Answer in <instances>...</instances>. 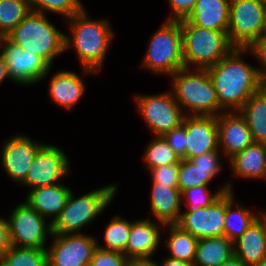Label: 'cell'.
Instances as JSON below:
<instances>
[{
    "mask_svg": "<svg viewBox=\"0 0 266 266\" xmlns=\"http://www.w3.org/2000/svg\"><path fill=\"white\" fill-rule=\"evenodd\" d=\"M70 163L69 156L63 149L45 143L38 150L25 180L20 185L31 190L61 183L71 174Z\"/></svg>",
    "mask_w": 266,
    "mask_h": 266,
    "instance_id": "12",
    "label": "cell"
},
{
    "mask_svg": "<svg viewBox=\"0 0 266 266\" xmlns=\"http://www.w3.org/2000/svg\"><path fill=\"white\" fill-rule=\"evenodd\" d=\"M230 0H197L191 13L183 20L201 28L227 31Z\"/></svg>",
    "mask_w": 266,
    "mask_h": 266,
    "instance_id": "22",
    "label": "cell"
},
{
    "mask_svg": "<svg viewBox=\"0 0 266 266\" xmlns=\"http://www.w3.org/2000/svg\"><path fill=\"white\" fill-rule=\"evenodd\" d=\"M7 218L11 246L47 249L52 224L25 201L14 205Z\"/></svg>",
    "mask_w": 266,
    "mask_h": 266,
    "instance_id": "8",
    "label": "cell"
},
{
    "mask_svg": "<svg viewBox=\"0 0 266 266\" xmlns=\"http://www.w3.org/2000/svg\"><path fill=\"white\" fill-rule=\"evenodd\" d=\"M31 11L29 0H0V37H6Z\"/></svg>",
    "mask_w": 266,
    "mask_h": 266,
    "instance_id": "31",
    "label": "cell"
},
{
    "mask_svg": "<svg viewBox=\"0 0 266 266\" xmlns=\"http://www.w3.org/2000/svg\"><path fill=\"white\" fill-rule=\"evenodd\" d=\"M184 68L207 69L228 55L235 47L227 31H216L180 20Z\"/></svg>",
    "mask_w": 266,
    "mask_h": 266,
    "instance_id": "6",
    "label": "cell"
},
{
    "mask_svg": "<svg viewBox=\"0 0 266 266\" xmlns=\"http://www.w3.org/2000/svg\"><path fill=\"white\" fill-rule=\"evenodd\" d=\"M144 168L150 169L172 163H180V157L169 146L163 136H154L152 141L146 146L142 156Z\"/></svg>",
    "mask_w": 266,
    "mask_h": 266,
    "instance_id": "32",
    "label": "cell"
},
{
    "mask_svg": "<svg viewBox=\"0 0 266 266\" xmlns=\"http://www.w3.org/2000/svg\"><path fill=\"white\" fill-rule=\"evenodd\" d=\"M234 177L266 181V143L254 142L228 160Z\"/></svg>",
    "mask_w": 266,
    "mask_h": 266,
    "instance_id": "21",
    "label": "cell"
},
{
    "mask_svg": "<svg viewBox=\"0 0 266 266\" xmlns=\"http://www.w3.org/2000/svg\"><path fill=\"white\" fill-rule=\"evenodd\" d=\"M0 266H48L47 249L10 246Z\"/></svg>",
    "mask_w": 266,
    "mask_h": 266,
    "instance_id": "33",
    "label": "cell"
},
{
    "mask_svg": "<svg viewBox=\"0 0 266 266\" xmlns=\"http://www.w3.org/2000/svg\"><path fill=\"white\" fill-rule=\"evenodd\" d=\"M47 15L31 11L6 37L25 50L41 56L51 67L65 53V34Z\"/></svg>",
    "mask_w": 266,
    "mask_h": 266,
    "instance_id": "5",
    "label": "cell"
},
{
    "mask_svg": "<svg viewBox=\"0 0 266 266\" xmlns=\"http://www.w3.org/2000/svg\"><path fill=\"white\" fill-rule=\"evenodd\" d=\"M219 266H248V265H246L241 259L237 258L236 256H233Z\"/></svg>",
    "mask_w": 266,
    "mask_h": 266,
    "instance_id": "46",
    "label": "cell"
},
{
    "mask_svg": "<svg viewBox=\"0 0 266 266\" xmlns=\"http://www.w3.org/2000/svg\"><path fill=\"white\" fill-rule=\"evenodd\" d=\"M219 150L229 160L254 143L245 117L239 111H224L217 116Z\"/></svg>",
    "mask_w": 266,
    "mask_h": 266,
    "instance_id": "16",
    "label": "cell"
},
{
    "mask_svg": "<svg viewBox=\"0 0 266 266\" xmlns=\"http://www.w3.org/2000/svg\"><path fill=\"white\" fill-rule=\"evenodd\" d=\"M222 154L221 151L207 152L192 158L191 161L202 169H224V163L222 161L224 155Z\"/></svg>",
    "mask_w": 266,
    "mask_h": 266,
    "instance_id": "41",
    "label": "cell"
},
{
    "mask_svg": "<svg viewBox=\"0 0 266 266\" xmlns=\"http://www.w3.org/2000/svg\"><path fill=\"white\" fill-rule=\"evenodd\" d=\"M0 55L15 84L36 85L47 78L52 67L39 55L14 44L7 37H0Z\"/></svg>",
    "mask_w": 266,
    "mask_h": 266,
    "instance_id": "11",
    "label": "cell"
},
{
    "mask_svg": "<svg viewBox=\"0 0 266 266\" xmlns=\"http://www.w3.org/2000/svg\"><path fill=\"white\" fill-rule=\"evenodd\" d=\"M223 169H202L191 160L181 159L178 172V189L181 191L201 185H209Z\"/></svg>",
    "mask_w": 266,
    "mask_h": 266,
    "instance_id": "30",
    "label": "cell"
},
{
    "mask_svg": "<svg viewBox=\"0 0 266 266\" xmlns=\"http://www.w3.org/2000/svg\"><path fill=\"white\" fill-rule=\"evenodd\" d=\"M51 239L48 266H89L99 240L83 233L52 234Z\"/></svg>",
    "mask_w": 266,
    "mask_h": 266,
    "instance_id": "13",
    "label": "cell"
},
{
    "mask_svg": "<svg viewBox=\"0 0 266 266\" xmlns=\"http://www.w3.org/2000/svg\"><path fill=\"white\" fill-rule=\"evenodd\" d=\"M170 6V13L166 20H183L192 11L197 0H167Z\"/></svg>",
    "mask_w": 266,
    "mask_h": 266,
    "instance_id": "40",
    "label": "cell"
},
{
    "mask_svg": "<svg viewBox=\"0 0 266 266\" xmlns=\"http://www.w3.org/2000/svg\"><path fill=\"white\" fill-rule=\"evenodd\" d=\"M150 218L132 221L126 245V256L129 259L152 258L158 246L162 245V228L165 225Z\"/></svg>",
    "mask_w": 266,
    "mask_h": 266,
    "instance_id": "18",
    "label": "cell"
},
{
    "mask_svg": "<svg viewBox=\"0 0 266 266\" xmlns=\"http://www.w3.org/2000/svg\"><path fill=\"white\" fill-rule=\"evenodd\" d=\"M82 77L71 70H59L51 75L48 84L50 99L65 110L73 109L86 91Z\"/></svg>",
    "mask_w": 266,
    "mask_h": 266,
    "instance_id": "20",
    "label": "cell"
},
{
    "mask_svg": "<svg viewBox=\"0 0 266 266\" xmlns=\"http://www.w3.org/2000/svg\"><path fill=\"white\" fill-rule=\"evenodd\" d=\"M139 69L171 76L184 68L180 20H165L152 34Z\"/></svg>",
    "mask_w": 266,
    "mask_h": 266,
    "instance_id": "7",
    "label": "cell"
},
{
    "mask_svg": "<svg viewBox=\"0 0 266 266\" xmlns=\"http://www.w3.org/2000/svg\"><path fill=\"white\" fill-rule=\"evenodd\" d=\"M159 266H193V264L182 260L172 259L166 256L163 258Z\"/></svg>",
    "mask_w": 266,
    "mask_h": 266,
    "instance_id": "44",
    "label": "cell"
},
{
    "mask_svg": "<svg viewBox=\"0 0 266 266\" xmlns=\"http://www.w3.org/2000/svg\"><path fill=\"white\" fill-rule=\"evenodd\" d=\"M129 258L122 253L96 248L89 266H128Z\"/></svg>",
    "mask_w": 266,
    "mask_h": 266,
    "instance_id": "37",
    "label": "cell"
},
{
    "mask_svg": "<svg viewBox=\"0 0 266 266\" xmlns=\"http://www.w3.org/2000/svg\"><path fill=\"white\" fill-rule=\"evenodd\" d=\"M253 266H266V257H264L258 264Z\"/></svg>",
    "mask_w": 266,
    "mask_h": 266,
    "instance_id": "48",
    "label": "cell"
},
{
    "mask_svg": "<svg viewBox=\"0 0 266 266\" xmlns=\"http://www.w3.org/2000/svg\"><path fill=\"white\" fill-rule=\"evenodd\" d=\"M117 192L116 183L90 190L78 197L72 190L60 216L52 224V234L82 233V229L91 225L112 204Z\"/></svg>",
    "mask_w": 266,
    "mask_h": 266,
    "instance_id": "4",
    "label": "cell"
},
{
    "mask_svg": "<svg viewBox=\"0 0 266 266\" xmlns=\"http://www.w3.org/2000/svg\"><path fill=\"white\" fill-rule=\"evenodd\" d=\"M261 36L266 38V14H265L264 29H263V32H262Z\"/></svg>",
    "mask_w": 266,
    "mask_h": 266,
    "instance_id": "49",
    "label": "cell"
},
{
    "mask_svg": "<svg viewBox=\"0 0 266 266\" xmlns=\"http://www.w3.org/2000/svg\"><path fill=\"white\" fill-rule=\"evenodd\" d=\"M220 151L216 116H186L185 159Z\"/></svg>",
    "mask_w": 266,
    "mask_h": 266,
    "instance_id": "17",
    "label": "cell"
},
{
    "mask_svg": "<svg viewBox=\"0 0 266 266\" xmlns=\"http://www.w3.org/2000/svg\"><path fill=\"white\" fill-rule=\"evenodd\" d=\"M234 256L248 266L256 265L266 257V229L260 217L234 241Z\"/></svg>",
    "mask_w": 266,
    "mask_h": 266,
    "instance_id": "24",
    "label": "cell"
},
{
    "mask_svg": "<svg viewBox=\"0 0 266 266\" xmlns=\"http://www.w3.org/2000/svg\"><path fill=\"white\" fill-rule=\"evenodd\" d=\"M72 189L64 183L31 189L25 202L51 224L60 216Z\"/></svg>",
    "mask_w": 266,
    "mask_h": 266,
    "instance_id": "19",
    "label": "cell"
},
{
    "mask_svg": "<svg viewBox=\"0 0 266 266\" xmlns=\"http://www.w3.org/2000/svg\"><path fill=\"white\" fill-rule=\"evenodd\" d=\"M245 117L254 142L266 143V83L239 110Z\"/></svg>",
    "mask_w": 266,
    "mask_h": 266,
    "instance_id": "27",
    "label": "cell"
},
{
    "mask_svg": "<svg viewBox=\"0 0 266 266\" xmlns=\"http://www.w3.org/2000/svg\"><path fill=\"white\" fill-rule=\"evenodd\" d=\"M247 49L249 55H253V58L259 61L260 65L257 66V70L260 77L266 82V38L260 36Z\"/></svg>",
    "mask_w": 266,
    "mask_h": 266,
    "instance_id": "39",
    "label": "cell"
},
{
    "mask_svg": "<svg viewBox=\"0 0 266 266\" xmlns=\"http://www.w3.org/2000/svg\"><path fill=\"white\" fill-rule=\"evenodd\" d=\"M6 78L10 81V82H13L15 83L10 75H9V72H8V67H7V64L4 60V58L0 55V85L2 84V82L4 80H6Z\"/></svg>",
    "mask_w": 266,
    "mask_h": 266,
    "instance_id": "45",
    "label": "cell"
},
{
    "mask_svg": "<svg viewBox=\"0 0 266 266\" xmlns=\"http://www.w3.org/2000/svg\"><path fill=\"white\" fill-rule=\"evenodd\" d=\"M171 92L185 116H218L220 106L207 69L182 68L169 76ZM188 111V112H187Z\"/></svg>",
    "mask_w": 266,
    "mask_h": 266,
    "instance_id": "3",
    "label": "cell"
},
{
    "mask_svg": "<svg viewBox=\"0 0 266 266\" xmlns=\"http://www.w3.org/2000/svg\"><path fill=\"white\" fill-rule=\"evenodd\" d=\"M128 266H159V262L153 258L130 259Z\"/></svg>",
    "mask_w": 266,
    "mask_h": 266,
    "instance_id": "43",
    "label": "cell"
},
{
    "mask_svg": "<svg viewBox=\"0 0 266 266\" xmlns=\"http://www.w3.org/2000/svg\"><path fill=\"white\" fill-rule=\"evenodd\" d=\"M165 229L169 234L162 246L165 245L164 250L168 249V257L193 264L198 239L177 224L165 225Z\"/></svg>",
    "mask_w": 266,
    "mask_h": 266,
    "instance_id": "28",
    "label": "cell"
},
{
    "mask_svg": "<svg viewBox=\"0 0 266 266\" xmlns=\"http://www.w3.org/2000/svg\"><path fill=\"white\" fill-rule=\"evenodd\" d=\"M163 137L180 159H185L186 116L179 127L165 133Z\"/></svg>",
    "mask_w": 266,
    "mask_h": 266,
    "instance_id": "38",
    "label": "cell"
},
{
    "mask_svg": "<svg viewBox=\"0 0 266 266\" xmlns=\"http://www.w3.org/2000/svg\"><path fill=\"white\" fill-rule=\"evenodd\" d=\"M234 256V242L226 236L198 239L193 266H219Z\"/></svg>",
    "mask_w": 266,
    "mask_h": 266,
    "instance_id": "26",
    "label": "cell"
},
{
    "mask_svg": "<svg viewBox=\"0 0 266 266\" xmlns=\"http://www.w3.org/2000/svg\"><path fill=\"white\" fill-rule=\"evenodd\" d=\"M266 3L261 0H230L229 40L235 48H248L263 32Z\"/></svg>",
    "mask_w": 266,
    "mask_h": 266,
    "instance_id": "9",
    "label": "cell"
},
{
    "mask_svg": "<svg viewBox=\"0 0 266 266\" xmlns=\"http://www.w3.org/2000/svg\"><path fill=\"white\" fill-rule=\"evenodd\" d=\"M70 34H65V52L74 49L83 75L102 72L115 32L110 20L93 19L85 8L65 20Z\"/></svg>",
    "mask_w": 266,
    "mask_h": 266,
    "instance_id": "2",
    "label": "cell"
},
{
    "mask_svg": "<svg viewBox=\"0 0 266 266\" xmlns=\"http://www.w3.org/2000/svg\"><path fill=\"white\" fill-rule=\"evenodd\" d=\"M135 99L138 113L153 135L163 136L183 123L185 114L171 91L153 95L135 94Z\"/></svg>",
    "mask_w": 266,
    "mask_h": 266,
    "instance_id": "10",
    "label": "cell"
},
{
    "mask_svg": "<svg viewBox=\"0 0 266 266\" xmlns=\"http://www.w3.org/2000/svg\"><path fill=\"white\" fill-rule=\"evenodd\" d=\"M11 246L7 219L0 216V258Z\"/></svg>",
    "mask_w": 266,
    "mask_h": 266,
    "instance_id": "42",
    "label": "cell"
},
{
    "mask_svg": "<svg viewBox=\"0 0 266 266\" xmlns=\"http://www.w3.org/2000/svg\"><path fill=\"white\" fill-rule=\"evenodd\" d=\"M150 193V211L157 222L177 224L182 211L180 190L152 182Z\"/></svg>",
    "mask_w": 266,
    "mask_h": 266,
    "instance_id": "23",
    "label": "cell"
},
{
    "mask_svg": "<svg viewBox=\"0 0 266 266\" xmlns=\"http://www.w3.org/2000/svg\"><path fill=\"white\" fill-rule=\"evenodd\" d=\"M232 180L225 182L214 193L210 191L207 185H201L181 191V204L187 206V209L205 208L215 202L225 191H234Z\"/></svg>",
    "mask_w": 266,
    "mask_h": 266,
    "instance_id": "34",
    "label": "cell"
},
{
    "mask_svg": "<svg viewBox=\"0 0 266 266\" xmlns=\"http://www.w3.org/2000/svg\"><path fill=\"white\" fill-rule=\"evenodd\" d=\"M262 212H260V218L264 221V226L266 229V208L261 210Z\"/></svg>",
    "mask_w": 266,
    "mask_h": 266,
    "instance_id": "47",
    "label": "cell"
},
{
    "mask_svg": "<svg viewBox=\"0 0 266 266\" xmlns=\"http://www.w3.org/2000/svg\"><path fill=\"white\" fill-rule=\"evenodd\" d=\"M226 191L211 205L181 211L177 223L197 239L224 236Z\"/></svg>",
    "mask_w": 266,
    "mask_h": 266,
    "instance_id": "14",
    "label": "cell"
},
{
    "mask_svg": "<svg viewBox=\"0 0 266 266\" xmlns=\"http://www.w3.org/2000/svg\"><path fill=\"white\" fill-rule=\"evenodd\" d=\"M234 191H226L224 236L233 242L260 216V213L239 204Z\"/></svg>",
    "mask_w": 266,
    "mask_h": 266,
    "instance_id": "25",
    "label": "cell"
},
{
    "mask_svg": "<svg viewBox=\"0 0 266 266\" xmlns=\"http://www.w3.org/2000/svg\"><path fill=\"white\" fill-rule=\"evenodd\" d=\"M151 181L167 187L178 188L179 163L162 165L149 170Z\"/></svg>",
    "mask_w": 266,
    "mask_h": 266,
    "instance_id": "36",
    "label": "cell"
},
{
    "mask_svg": "<svg viewBox=\"0 0 266 266\" xmlns=\"http://www.w3.org/2000/svg\"><path fill=\"white\" fill-rule=\"evenodd\" d=\"M132 221L122 218L121 215H114L105 226L103 244L97 243V247L103 250L122 253L126 256V245L131 232Z\"/></svg>",
    "mask_w": 266,
    "mask_h": 266,
    "instance_id": "29",
    "label": "cell"
},
{
    "mask_svg": "<svg viewBox=\"0 0 266 266\" xmlns=\"http://www.w3.org/2000/svg\"><path fill=\"white\" fill-rule=\"evenodd\" d=\"M29 3L33 12L59 14L65 20L85 9L81 0H29Z\"/></svg>",
    "mask_w": 266,
    "mask_h": 266,
    "instance_id": "35",
    "label": "cell"
},
{
    "mask_svg": "<svg viewBox=\"0 0 266 266\" xmlns=\"http://www.w3.org/2000/svg\"><path fill=\"white\" fill-rule=\"evenodd\" d=\"M247 53V48H234L215 65L207 68L218 102L225 111H239L266 83L257 67L244 59Z\"/></svg>",
    "mask_w": 266,
    "mask_h": 266,
    "instance_id": "1",
    "label": "cell"
},
{
    "mask_svg": "<svg viewBox=\"0 0 266 266\" xmlns=\"http://www.w3.org/2000/svg\"><path fill=\"white\" fill-rule=\"evenodd\" d=\"M35 141L18 133L6 139L1 146V165L6 175L18 185L25 180L38 150L44 145V142Z\"/></svg>",
    "mask_w": 266,
    "mask_h": 266,
    "instance_id": "15",
    "label": "cell"
}]
</instances>
